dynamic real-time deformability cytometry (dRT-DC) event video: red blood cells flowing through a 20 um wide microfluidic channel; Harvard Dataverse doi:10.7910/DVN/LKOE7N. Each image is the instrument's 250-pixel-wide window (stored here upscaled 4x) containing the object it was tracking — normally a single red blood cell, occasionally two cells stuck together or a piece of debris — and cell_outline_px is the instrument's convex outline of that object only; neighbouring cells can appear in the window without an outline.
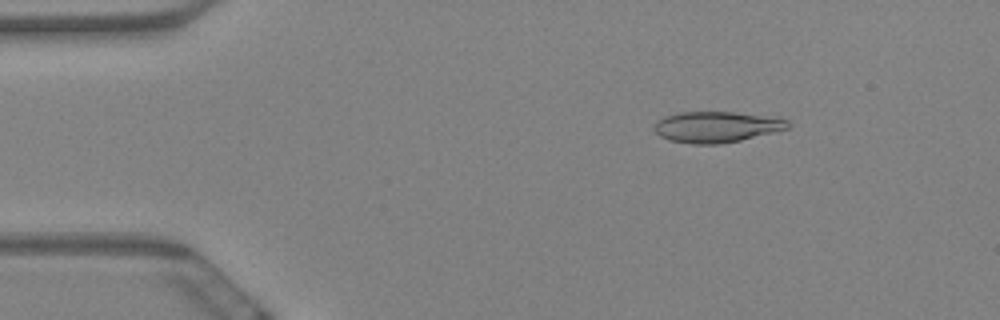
{"species": "Egyptian fruit bat (a non-hibernating species)", "species_latin": "Rousettus aegyptiacus", "temperature_condition": "warm", "stored_images_in_passage": 60, "camera_frame_rate_fps": 3000, "um_per_image_px": 0.085, "animal": {"sex": "female"}, "frame": {"image": 1, "passage_image": 9, "time_ms": 2.667, "image_size_px": [1000, 320], "cell_outline_px": [[788, 128], [740, 140], [720, 144], [692, 144], [668, 140], [660, 136], [652, 128], [664, 116], [680, 112], [732, 112], [788, 120]], "centroid_in_image_um": [60.81, 10.8], "position_along_channel_um": 24.2, "area_um2": 23.58}}
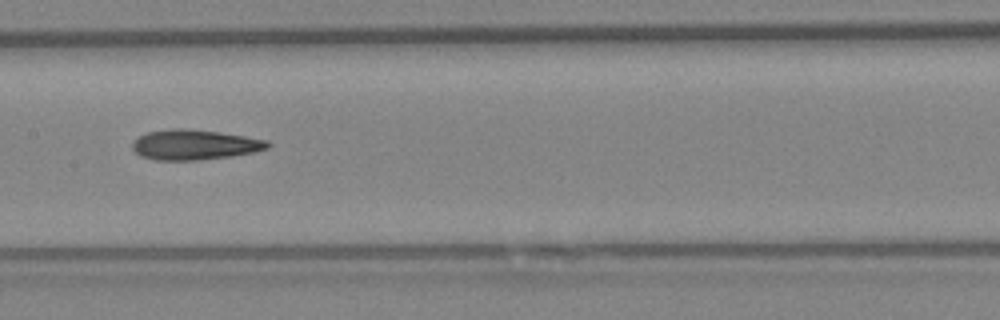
{"frame": {"image": 2, "passage_image": 30, "time_ms": 9.667, "image_size_px": [1000, 320], "cell_outline_px": [[272, 144], [268, 148], [252, 152], [232, 156], [196, 160], [156, 160], [140, 156], [132, 148], [132, 144], [140, 136], [148, 132], [172, 128], [188, 128], [220, 132], [268, 140]], "centroid_in_image_um": [16.55, 12.29], "position_along_channel_um": 190.8, "area_um2": 23.7}}
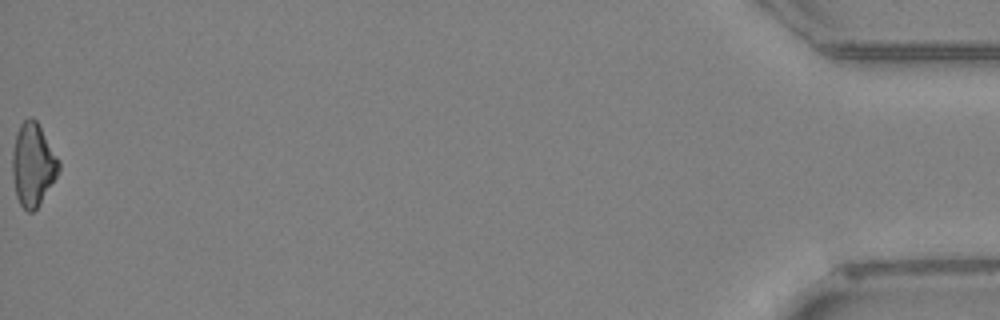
{"frame": {"image": 3, "passage_image": 60, "time_ms": 19.667, "image_size_px": [1000, 320], "cell_outline_px": [[60, 168], [56, 176], [36, 208], [32, 212], [28, 212], [20, 204], [16, 196], [12, 176], [12, 152], [16, 132], [20, 124], [28, 116], [32, 116], [36, 120], [60, 160]], "centroid_in_image_um": [2.78, 13.95], "position_along_channel_um": 432.4, "area_um2": 22.31}, "authors_computed_cell_mechanics": {"area_um2": 23.2934, "velocity_mm_per_s": 3.4385, "shape_relaxation_time_tau1_ms": null, "shape_relaxation_time_tau2_ms": 8.2616, "deformation_change_tau1": null, "deformation_change_tau2": 0.1964}}